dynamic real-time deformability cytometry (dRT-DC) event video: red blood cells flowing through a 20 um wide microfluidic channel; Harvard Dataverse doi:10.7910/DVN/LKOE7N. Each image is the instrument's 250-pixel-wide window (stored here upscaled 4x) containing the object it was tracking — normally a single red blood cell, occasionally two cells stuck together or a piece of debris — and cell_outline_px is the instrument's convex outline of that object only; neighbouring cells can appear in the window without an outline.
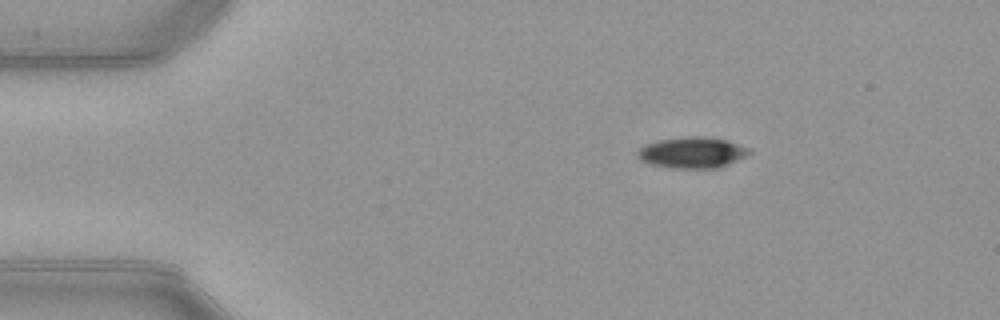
{"species": "common noctule bat (a hibernating species)", "species_latin": "Nyctalus noctula", "temperature_condition": "warm", "stored_images_in_passage": 45, "camera_frame_rate_fps": 3000, "um_per_image_px": 0.085, "animal": {"sex": "female", "body_mass_g": 21.9}, "frame": {"image": 1, "passage_image": 2, "time_ms": 0.333, "image_size_px": [1000, 320], "cell_outline_px": [[752, 152], [720, 168], [672, 168], [652, 164], [640, 160], [636, 152], [644, 144], [660, 140], [688, 136], [696, 136], [728, 140], [748, 148]], "centroid_in_image_um": [58.81, 12.97], "position_along_channel_um": 26.2, "area_um2": 20.0}}
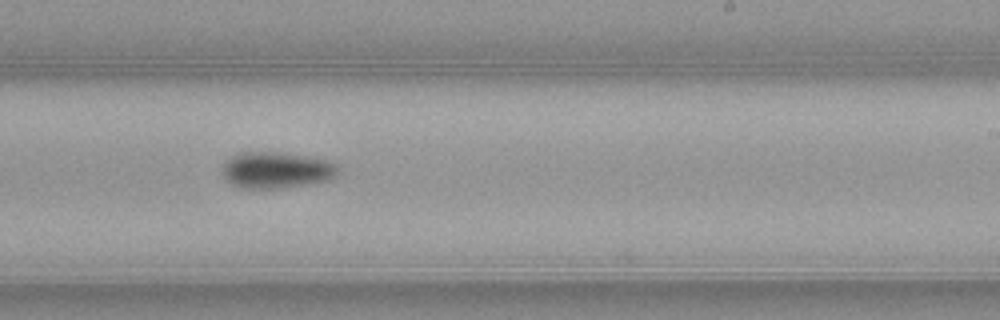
{"frame": {"image": 2, "passage_image": 25, "time_ms": 8.0, "image_size_px": [1000, 320], "cell_outline_px": [[336, 172], [328, 180], [304, 184], [276, 188], [244, 188], [232, 184], [224, 176], [220, 168], [224, 160], [240, 152], [284, 152], [308, 156], [328, 160], [336, 168]], "centroid_in_image_um": [23.39, 14.43], "position_along_channel_um": 265.6, "area_um2": 24.22}}
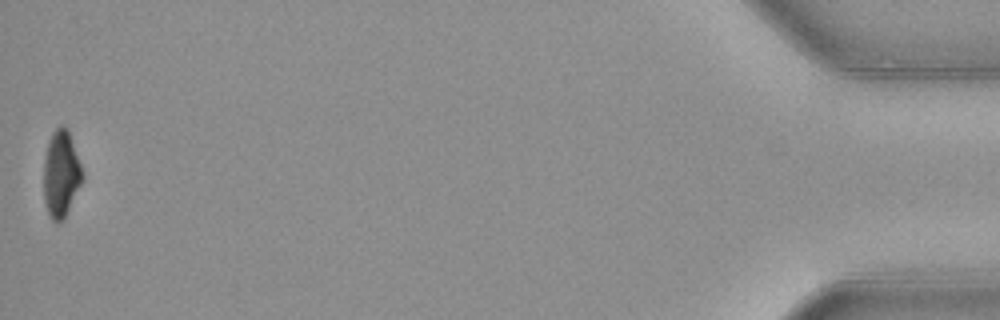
{"frame": {"image": 3, "passage_image": 45, "time_ms": 14.667, "image_size_px": [1000, 320], "cell_outline_px": [[84, 176], [64, 216], [56, 224], [48, 216], [44, 200], [44, 160], [48, 140], [52, 132], [60, 124], [64, 124], [68, 128]], "centroid_in_image_um": [5.16, 14.72], "position_along_channel_um": 430.0, "area_um2": 19.31}, "authors_computed_cell_mechanics": {"area_um2": 22.1952, "velocity_mm_per_s": 3.9995, "shape_relaxation_time_tau1_ms": 3.1403, "shape_relaxation_time_tau2_ms": null, "deformation_change_tau1": 0.1315, "deformation_change_tau2": null}}